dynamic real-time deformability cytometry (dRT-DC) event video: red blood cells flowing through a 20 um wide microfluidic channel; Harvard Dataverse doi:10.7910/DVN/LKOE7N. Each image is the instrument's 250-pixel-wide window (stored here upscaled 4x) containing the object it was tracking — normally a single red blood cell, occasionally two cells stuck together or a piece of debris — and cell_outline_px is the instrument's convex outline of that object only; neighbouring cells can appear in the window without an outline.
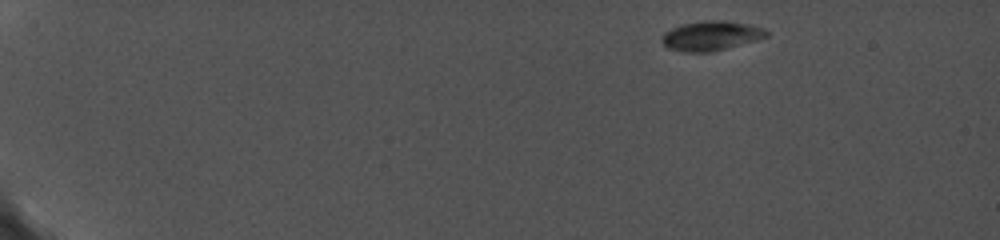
{"species": "common noctule bat (a hibernating species)", "species_latin": "Nyctalus noctula", "temperature_condition": "cold", "stored_images_in_passage": 8, "camera_frame_rate_fps": 5000, "um_per_image_px": 0.085, "animal": {"sex": "female", "body_mass_g": 19.0, "forearm_length_mm": 56.7}, "frame": {"image": 1, "passage_image": 1, "time_ms": 0.0, "image_size_px": [1000, 240], "cell_outline_px": [[768, 36], [756, 40], [712, 52], [684, 52], [668, 48], [660, 40], [660, 36], [664, 32], [680, 24], [700, 20], [724, 20], [752, 24], [764, 28], [768, 32]], "centroid_in_image_um": [60.42, 3.02], "position_along_channel_um": 24.6, "area_um2": 18.32}}
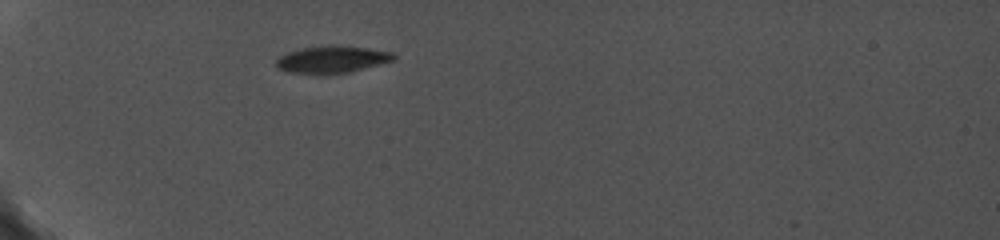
{"frame": {"image": 2, "passage_image": 5, "time_ms": 3.8, "image_size_px": [1000, 240], "cell_outline_px": [[396, 60], [348, 72], [292, 72], [280, 68], [276, 64], [276, 60], [280, 56], [288, 52], [300, 48], [328, 44], [332, 44], [368, 48], [396, 52]], "centroid_in_image_um": [28.31, 4.99], "position_along_channel_um": 56.7, "area_um2": 18.21}}
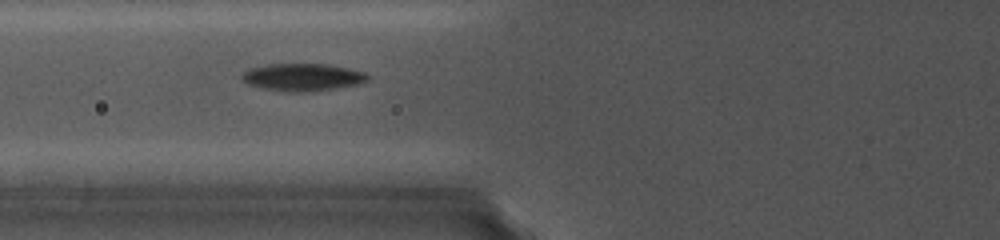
{"frame": {"image": 3, "passage_image": 7, "time_ms": 5.6, "image_size_px": [1000, 240], "cell_outline_px": [[368, 80], [356, 84], [328, 88], [264, 88], [252, 84], [244, 80], [240, 76], [244, 72], [252, 68], [268, 64], [328, 64], [348, 68], [364, 72], [368, 76]], "centroid_in_image_um": [25.75, 6.47], "position_along_channel_um": 100.0, "area_um2": 18.32}}